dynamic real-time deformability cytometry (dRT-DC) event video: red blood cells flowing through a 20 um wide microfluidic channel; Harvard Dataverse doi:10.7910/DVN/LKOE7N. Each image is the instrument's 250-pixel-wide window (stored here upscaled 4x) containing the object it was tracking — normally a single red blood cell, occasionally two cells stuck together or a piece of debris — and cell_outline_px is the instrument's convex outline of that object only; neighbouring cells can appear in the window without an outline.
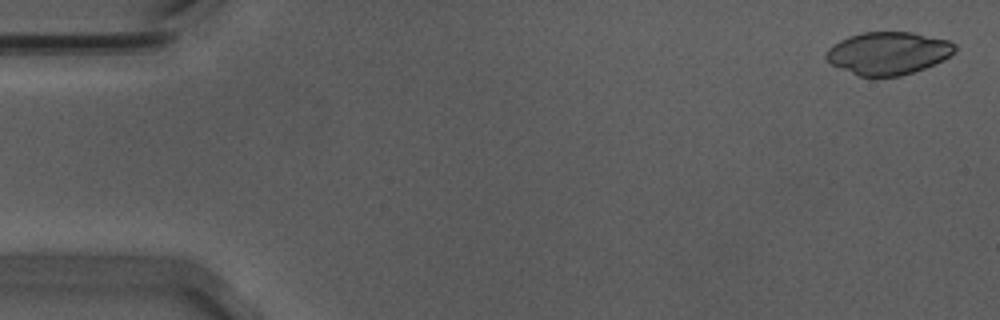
{"species": "Egyptian fruit bat (a non-hibernating species)", "species_latin": "Rousettus aegyptiacus", "temperature_condition": "warm", "stored_images_in_passage": 16, "camera_frame_rate_fps": 3000, "um_per_image_px": 0.085, "animal": {"sex": "male"}, "frame": {"image": 1, "passage_image": 2, "time_ms": 0.333, "image_size_px": [1000, 320], "cell_outline_px": [[956, 52], [944, 60], [924, 68], [900, 76], [860, 76], [840, 68], [832, 64], [824, 56], [828, 48], [840, 40], [848, 36], [864, 32], [912, 32], [948, 40], [956, 44]], "centroid_in_image_um": [75.52, 4.51], "position_along_channel_um": 9.5, "area_um2": 31.91}}